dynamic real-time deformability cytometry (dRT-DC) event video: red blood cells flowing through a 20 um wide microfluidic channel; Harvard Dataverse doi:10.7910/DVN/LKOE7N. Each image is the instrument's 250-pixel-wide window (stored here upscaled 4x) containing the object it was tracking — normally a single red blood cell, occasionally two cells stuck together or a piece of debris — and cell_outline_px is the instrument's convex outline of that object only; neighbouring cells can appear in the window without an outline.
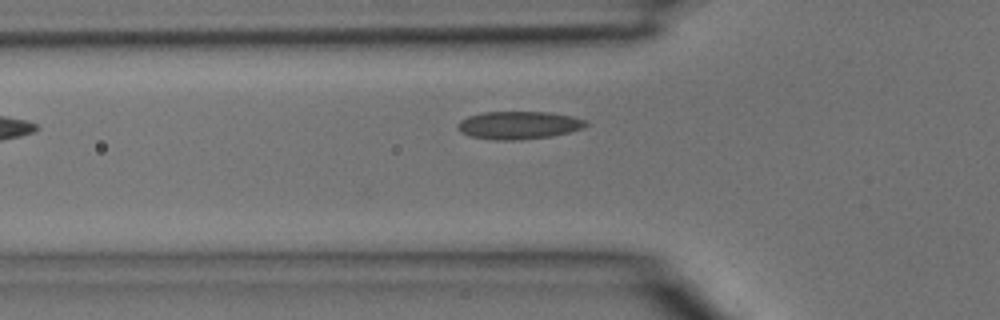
{"species": "common noctule bat (a hibernating species)", "species_latin": "Nyctalus noctula", "temperature_condition": "room temperature", "stored_images_in_passage": 2, "camera_frame_rate_fps": 3000, "um_per_image_px": 0.085, "animal": {"sex": "male", "body_mass_g": 15.6}, "frame": {"image": 1, "passage_image": 2, "time_ms": 0.333, "image_size_px": [1000, 320], "cell_outline_px": [[588, 124], [584, 128], [552, 136], [520, 140], [492, 140], [468, 136], [460, 132], [456, 124], [460, 120], [468, 116], [484, 112], [548, 112], [572, 116], [588, 120]], "centroid_in_image_um": [44.08, 10.64], "position_along_channel_um": 81.7, "area_um2": 21.04}}